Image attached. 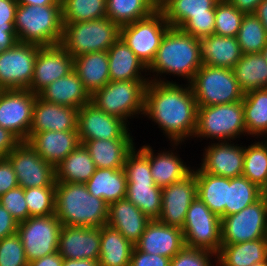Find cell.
<instances>
[{"label": "cell", "instance_id": "1", "mask_svg": "<svg viewBox=\"0 0 267 266\" xmlns=\"http://www.w3.org/2000/svg\"><path fill=\"white\" fill-rule=\"evenodd\" d=\"M184 85L149 81L145 90L143 116L161 128L169 143H184L196 130L198 105L190 83Z\"/></svg>", "mask_w": 267, "mask_h": 266}, {"label": "cell", "instance_id": "2", "mask_svg": "<svg viewBox=\"0 0 267 266\" xmlns=\"http://www.w3.org/2000/svg\"><path fill=\"white\" fill-rule=\"evenodd\" d=\"M202 65L199 38L179 28L170 27L161 41L154 61L148 67L149 80L173 82L167 80V77L165 79L169 74L181 77L187 80L186 83H190Z\"/></svg>", "mask_w": 267, "mask_h": 266}, {"label": "cell", "instance_id": "3", "mask_svg": "<svg viewBox=\"0 0 267 266\" xmlns=\"http://www.w3.org/2000/svg\"><path fill=\"white\" fill-rule=\"evenodd\" d=\"M54 214L62 226L102 227L108 204L90 194L85 183L56 182Z\"/></svg>", "mask_w": 267, "mask_h": 266}, {"label": "cell", "instance_id": "4", "mask_svg": "<svg viewBox=\"0 0 267 266\" xmlns=\"http://www.w3.org/2000/svg\"><path fill=\"white\" fill-rule=\"evenodd\" d=\"M14 28L18 42L41 47L60 44L63 34L61 5H17Z\"/></svg>", "mask_w": 267, "mask_h": 266}, {"label": "cell", "instance_id": "5", "mask_svg": "<svg viewBox=\"0 0 267 266\" xmlns=\"http://www.w3.org/2000/svg\"><path fill=\"white\" fill-rule=\"evenodd\" d=\"M149 81H109L90 95V103L129 125V118H139L144 113L145 90Z\"/></svg>", "mask_w": 267, "mask_h": 266}, {"label": "cell", "instance_id": "6", "mask_svg": "<svg viewBox=\"0 0 267 266\" xmlns=\"http://www.w3.org/2000/svg\"><path fill=\"white\" fill-rule=\"evenodd\" d=\"M120 38V26L104 17L63 26L60 45L74 58L82 54L107 51Z\"/></svg>", "mask_w": 267, "mask_h": 266}, {"label": "cell", "instance_id": "7", "mask_svg": "<svg viewBox=\"0 0 267 266\" xmlns=\"http://www.w3.org/2000/svg\"><path fill=\"white\" fill-rule=\"evenodd\" d=\"M242 135L247 136L242 100L235 103L198 106L193 139L197 137L201 141H235Z\"/></svg>", "mask_w": 267, "mask_h": 266}, {"label": "cell", "instance_id": "8", "mask_svg": "<svg viewBox=\"0 0 267 266\" xmlns=\"http://www.w3.org/2000/svg\"><path fill=\"white\" fill-rule=\"evenodd\" d=\"M198 106L235 103L243 100L232 69L203 64L190 82Z\"/></svg>", "mask_w": 267, "mask_h": 266}, {"label": "cell", "instance_id": "9", "mask_svg": "<svg viewBox=\"0 0 267 266\" xmlns=\"http://www.w3.org/2000/svg\"><path fill=\"white\" fill-rule=\"evenodd\" d=\"M171 26L158 9L147 18L120 27V38L148 68Z\"/></svg>", "mask_w": 267, "mask_h": 266}, {"label": "cell", "instance_id": "10", "mask_svg": "<svg viewBox=\"0 0 267 266\" xmlns=\"http://www.w3.org/2000/svg\"><path fill=\"white\" fill-rule=\"evenodd\" d=\"M185 246L215 253L221 249V217L196 197L182 227Z\"/></svg>", "mask_w": 267, "mask_h": 266}, {"label": "cell", "instance_id": "11", "mask_svg": "<svg viewBox=\"0 0 267 266\" xmlns=\"http://www.w3.org/2000/svg\"><path fill=\"white\" fill-rule=\"evenodd\" d=\"M267 238V193L238 213L221 218V245Z\"/></svg>", "mask_w": 267, "mask_h": 266}, {"label": "cell", "instance_id": "12", "mask_svg": "<svg viewBox=\"0 0 267 266\" xmlns=\"http://www.w3.org/2000/svg\"><path fill=\"white\" fill-rule=\"evenodd\" d=\"M61 227L55 214L29 217L18 223L17 234L28 262L58 252Z\"/></svg>", "mask_w": 267, "mask_h": 266}, {"label": "cell", "instance_id": "13", "mask_svg": "<svg viewBox=\"0 0 267 266\" xmlns=\"http://www.w3.org/2000/svg\"><path fill=\"white\" fill-rule=\"evenodd\" d=\"M41 46L17 42L0 51V89H29L38 50Z\"/></svg>", "mask_w": 267, "mask_h": 266}, {"label": "cell", "instance_id": "14", "mask_svg": "<svg viewBox=\"0 0 267 266\" xmlns=\"http://www.w3.org/2000/svg\"><path fill=\"white\" fill-rule=\"evenodd\" d=\"M6 158L13 166L20 187L56 186L55 167L42 159L27 141H21Z\"/></svg>", "mask_w": 267, "mask_h": 266}, {"label": "cell", "instance_id": "15", "mask_svg": "<svg viewBox=\"0 0 267 266\" xmlns=\"http://www.w3.org/2000/svg\"><path fill=\"white\" fill-rule=\"evenodd\" d=\"M37 95L29 89L1 90L0 126L27 141Z\"/></svg>", "mask_w": 267, "mask_h": 266}, {"label": "cell", "instance_id": "16", "mask_svg": "<svg viewBox=\"0 0 267 266\" xmlns=\"http://www.w3.org/2000/svg\"><path fill=\"white\" fill-rule=\"evenodd\" d=\"M73 70V57L60 45L38 50L29 90L38 95L44 88Z\"/></svg>", "mask_w": 267, "mask_h": 266}, {"label": "cell", "instance_id": "17", "mask_svg": "<svg viewBox=\"0 0 267 266\" xmlns=\"http://www.w3.org/2000/svg\"><path fill=\"white\" fill-rule=\"evenodd\" d=\"M197 197V181L191 172L179 182L162 188L159 222L182 228L191 202Z\"/></svg>", "mask_w": 267, "mask_h": 266}, {"label": "cell", "instance_id": "18", "mask_svg": "<svg viewBox=\"0 0 267 266\" xmlns=\"http://www.w3.org/2000/svg\"><path fill=\"white\" fill-rule=\"evenodd\" d=\"M128 129V124L121 118L108 115L90 102L78 110L77 130L80 143L97 139H119Z\"/></svg>", "mask_w": 267, "mask_h": 266}, {"label": "cell", "instance_id": "19", "mask_svg": "<svg viewBox=\"0 0 267 266\" xmlns=\"http://www.w3.org/2000/svg\"><path fill=\"white\" fill-rule=\"evenodd\" d=\"M235 143L236 141L209 142V145L203 150L199 168L203 172L226 178L242 176L244 146L243 143L240 146Z\"/></svg>", "mask_w": 267, "mask_h": 266}, {"label": "cell", "instance_id": "20", "mask_svg": "<svg viewBox=\"0 0 267 266\" xmlns=\"http://www.w3.org/2000/svg\"><path fill=\"white\" fill-rule=\"evenodd\" d=\"M101 227L62 226L58 253L64 259L99 260Z\"/></svg>", "mask_w": 267, "mask_h": 266}, {"label": "cell", "instance_id": "21", "mask_svg": "<svg viewBox=\"0 0 267 266\" xmlns=\"http://www.w3.org/2000/svg\"><path fill=\"white\" fill-rule=\"evenodd\" d=\"M134 246L144 253L171 259L185 247L184 234L180 227L151 220Z\"/></svg>", "mask_w": 267, "mask_h": 266}, {"label": "cell", "instance_id": "22", "mask_svg": "<svg viewBox=\"0 0 267 266\" xmlns=\"http://www.w3.org/2000/svg\"><path fill=\"white\" fill-rule=\"evenodd\" d=\"M78 110L74 107L46 102L37 95L29 134L77 130Z\"/></svg>", "mask_w": 267, "mask_h": 266}, {"label": "cell", "instance_id": "23", "mask_svg": "<svg viewBox=\"0 0 267 266\" xmlns=\"http://www.w3.org/2000/svg\"><path fill=\"white\" fill-rule=\"evenodd\" d=\"M27 142L42 159L54 167L80 144L78 130L30 133Z\"/></svg>", "mask_w": 267, "mask_h": 266}, {"label": "cell", "instance_id": "24", "mask_svg": "<svg viewBox=\"0 0 267 266\" xmlns=\"http://www.w3.org/2000/svg\"><path fill=\"white\" fill-rule=\"evenodd\" d=\"M173 147L158 153L147 144V158L150 164V170L155 184L160 187L169 186L172 183L179 182L192 172V167L186 165V162L176 153V148L182 143H170ZM174 149V150H172ZM175 151V152H173ZM160 152V153H159Z\"/></svg>", "mask_w": 267, "mask_h": 266}, {"label": "cell", "instance_id": "25", "mask_svg": "<svg viewBox=\"0 0 267 266\" xmlns=\"http://www.w3.org/2000/svg\"><path fill=\"white\" fill-rule=\"evenodd\" d=\"M128 129L119 139L90 140L81 144L89 152L96 168L122 169L127 154L136 145Z\"/></svg>", "mask_w": 267, "mask_h": 266}, {"label": "cell", "instance_id": "26", "mask_svg": "<svg viewBox=\"0 0 267 266\" xmlns=\"http://www.w3.org/2000/svg\"><path fill=\"white\" fill-rule=\"evenodd\" d=\"M151 220L127 198L108 205L107 224L135 245Z\"/></svg>", "mask_w": 267, "mask_h": 266}, {"label": "cell", "instance_id": "27", "mask_svg": "<svg viewBox=\"0 0 267 266\" xmlns=\"http://www.w3.org/2000/svg\"><path fill=\"white\" fill-rule=\"evenodd\" d=\"M202 63L232 69L243 53L236 37L212 34L199 38Z\"/></svg>", "mask_w": 267, "mask_h": 266}, {"label": "cell", "instance_id": "28", "mask_svg": "<svg viewBox=\"0 0 267 266\" xmlns=\"http://www.w3.org/2000/svg\"><path fill=\"white\" fill-rule=\"evenodd\" d=\"M107 52L110 81L149 80L148 68L121 38Z\"/></svg>", "mask_w": 267, "mask_h": 266}, {"label": "cell", "instance_id": "29", "mask_svg": "<svg viewBox=\"0 0 267 266\" xmlns=\"http://www.w3.org/2000/svg\"><path fill=\"white\" fill-rule=\"evenodd\" d=\"M38 96L46 102L76 109L90 102V94L74 70L48 85Z\"/></svg>", "mask_w": 267, "mask_h": 266}, {"label": "cell", "instance_id": "30", "mask_svg": "<svg viewBox=\"0 0 267 266\" xmlns=\"http://www.w3.org/2000/svg\"><path fill=\"white\" fill-rule=\"evenodd\" d=\"M73 70L91 95L110 81L108 52L97 51L74 57Z\"/></svg>", "mask_w": 267, "mask_h": 266}, {"label": "cell", "instance_id": "31", "mask_svg": "<svg viewBox=\"0 0 267 266\" xmlns=\"http://www.w3.org/2000/svg\"><path fill=\"white\" fill-rule=\"evenodd\" d=\"M85 185L90 194L103 199L108 205L126 198L127 178L124 168H96Z\"/></svg>", "mask_w": 267, "mask_h": 266}, {"label": "cell", "instance_id": "32", "mask_svg": "<svg viewBox=\"0 0 267 266\" xmlns=\"http://www.w3.org/2000/svg\"><path fill=\"white\" fill-rule=\"evenodd\" d=\"M197 181V197L209 209L225 217V205H228V178L203 172L200 168L192 169Z\"/></svg>", "mask_w": 267, "mask_h": 266}, {"label": "cell", "instance_id": "33", "mask_svg": "<svg viewBox=\"0 0 267 266\" xmlns=\"http://www.w3.org/2000/svg\"><path fill=\"white\" fill-rule=\"evenodd\" d=\"M267 260V238L221 245L216 266H252Z\"/></svg>", "mask_w": 267, "mask_h": 266}, {"label": "cell", "instance_id": "34", "mask_svg": "<svg viewBox=\"0 0 267 266\" xmlns=\"http://www.w3.org/2000/svg\"><path fill=\"white\" fill-rule=\"evenodd\" d=\"M134 245L108 224L101 227L100 266H130Z\"/></svg>", "mask_w": 267, "mask_h": 266}, {"label": "cell", "instance_id": "35", "mask_svg": "<svg viewBox=\"0 0 267 266\" xmlns=\"http://www.w3.org/2000/svg\"><path fill=\"white\" fill-rule=\"evenodd\" d=\"M219 0H165L159 10L171 27L180 28L190 17L215 16Z\"/></svg>", "mask_w": 267, "mask_h": 266}, {"label": "cell", "instance_id": "36", "mask_svg": "<svg viewBox=\"0 0 267 266\" xmlns=\"http://www.w3.org/2000/svg\"><path fill=\"white\" fill-rule=\"evenodd\" d=\"M96 170L94 161L83 144L69 153L56 167V182L86 183Z\"/></svg>", "mask_w": 267, "mask_h": 266}, {"label": "cell", "instance_id": "37", "mask_svg": "<svg viewBox=\"0 0 267 266\" xmlns=\"http://www.w3.org/2000/svg\"><path fill=\"white\" fill-rule=\"evenodd\" d=\"M232 70L244 94L267 88V62L261 53L243 54Z\"/></svg>", "mask_w": 267, "mask_h": 266}, {"label": "cell", "instance_id": "38", "mask_svg": "<svg viewBox=\"0 0 267 266\" xmlns=\"http://www.w3.org/2000/svg\"><path fill=\"white\" fill-rule=\"evenodd\" d=\"M244 122L247 135L267 138V88L257 89L244 94Z\"/></svg>", "mask_w": 267, "mask_h": 266}, {"label": "cell", "instance_id": "39", "mask_svg": "<svg viewBox=\"0 0 267 266\" xmlns=\"http://www.w3.org/2000/svg\"><path fill=\"white\" fill-rule=\"evenodd\" d=\"M126 198L138 207L150 220L161 214L162 188L155 181H127Z\"/></svg>", "mask_w": 267, "mask_h": 266}, {"label": "cell", "instance_id": "40", "mask_svg": "<svg viewBox=\"0 0 267 266\" xmlns=\"http://www.w3.org/2000/svg\"><path fill=\"white\" fill-rule=\"evenodd\" d=\"M157 10L152 0H106V17L120 27L147 18Z\"/></svg>", "mask_w": 267, "mask_h": 266}, {"label": "cell", "instance_id": "41", "mask_svg": "<svg viewBox=\"0 0 267 266\" xmlns=\"http://www.w3.org/2000/svg\"><path fill=\"white\" fill-rule=\"evenodd\" d=\"M242 175L267 193V139L244 146Z\"/></svg>", "mask_w": 267, "mask_h": 266}, {"label": "cell", "instance_id": "42", "mask_svg": "<svg viewBox=\"0 0 267 266\" xmlns=\"http://www.w3.org/2000/svg\"><path fill=\"white\" fill-rule=\"evenodd\" d=\"M265 192L243 175L228 178V205H225V216L238 213L258 201Z\"/></svg>", "mask_w": 267, "mask_h": 266}, {"label": "cell", "instance_id": "43", "mask_svg": "<svg viewBox=\"0 0 267 266\" xmlns=\"http://www.w3.org/2000/svg\"><path fill=\"white\" fill-rule=\"evenodd\" d=\"M63 26L106 17V0H61Z\"/></svg>", "mask_w": 267, "mask_h": 266}, {"label": "cell", "instance_id": "44", "mask_svg": "<svg viewBox=\"0 0 267 266\" xmlns=\"http://www.w3.org/2000/svg\"><path fill=\"white\" fill-rule=\"evenodd\" d=\"M243 54L260 53L267 44V33L254 13L245 14L237 34Z\"/></svg>", "mask_w": 267, "mask_h": 266}, {"label": "cell", "instance_id": "45", "mask_svg": "<svg viewBox=\"0 0 267 266\" xmlns=\"http://www.w3.org/2000/svg\"><path fill=\"white\" fill-rule=\"evenodd\" d=\"M245 13L239 11L228 0H219L215 5L214 34L237 37Z\"/></svg>", "mask_w": 267, "mask_h": 266}, {"label": "cell", "instance_id": "46", "mask_svg": "<svg viewBox=\"0 0 267 266\" xmlns=\"http://www.w3.org/2000/svg\"><path fill=\"white\" fill-rule=\"evenodd\" d=\"M24 195L29 217L54 214L56 186L26 188Z\"/></svg>", "mask_w": 267, "mask_h": 266}, {"label": "cell", "instance_id": "47", "mask_svg": "<svg viewBox=\"0 0 267 266\" xmlns=\"http://www.w3.org/2000/svg\"><path fill=\"white\" fill-rule=\"evenodd\" d=\"M136 149L134 146L126 156L124 170L127 181H154L147 158V144Z\"/></svg>", "mask_w": 267, "mask_h": 266}, {"label": "cell", "instance_id": "48", "mask_svg": "<svg viewBox=\"0 0 267 266\" xmlns=\"http://www.w3.org/2000/svg\"><path fill=\"white\" fill-rule=\"evenodd\" d=\"M28 261L19 235L0 240V266H27Z\"/></svg>", "mask_w": 267, "mask_h": 266}, {"label": "cell", "instance_id": "49", "mask_svg": "<svg viewBox=\"0 0 267 266\" xmlns=\"http://www.w3.org/2000/svg\"><path fill=\"white\" fill-rule=\"evenodd\" d=\"M211 262L217 265V255L215 253L185 246L171 258L170 266H215Z\"/></svg>", "mask_w": 267, "mask_h": 266}, {"label": "cell", "instance_id": "50", "mask_svg": "<svg viewBox=\"0 0 267 266\" xmlns=\"http://www.w3.org/2000/svg\"><path fill=\"white\" fill-rule=\"evenodd\" d=\"M0 204L18 222L29 218L28 206L25 202L24 188L18 186L0 196Z\"/></svg>", "mask_w": 267, "mask_h": 266}, {"label": "cell", "instance_id": "51", "mask_svg": "<svg viewBox=\"0 0 267 266\" xmlns=\"http://www.w3.org/2000/svg\"><path fill=\"white\" fill-rule=\"evenodd\" d=\"M179 29L196 38L214 34L215 16L190 17Z\"/></svg>", "mask_w": 267, "mask_h": 266}, {"label": "cell", "instance_id": "52", "mask_svg": "<svg viewBox=\"0 0 267 266\" xmlns=\"http://www.w3.org/2000/svg\"><path fill=\"white\" fill-rule=\"evenodd\" d=\"M170 260L162 255L144 253L134 246L130 266H170Z\"/></svg>", "mask_w": 267, "mask_h": 266}, {"label": "cell", "instance_id": "53", "mask_svg": "<svg viewBox=\"0 0 267 266\" xmlns=\"http://www.w3.org/2000/svg\"><path fill=\"white\" fill-rule=\"evenodd\" d=\"M13 166L7 158H0V196L18 187Z\"/></svg>", "mask_w": 267, "mask_h": 266}, {"label": "cell", "instance_id": "54", "mask_svg": "<svg viewBox=\"0 0 267 266\" xmlns=\"http://www.w3.org/2000/svg\"><path fill=\"white\" fill-rule=\"evenodd\" d=\"M16 0H0V28H14Z\"/></svg>", "mask_w": 267, "mask_h": 266}, {"label": "cell", "instance_id": "55", "mask_svg": "<svg viewBox=\"0 0 267 266\" xmlns=\"http://www.w3.org/2000/svg\"><path fill=\"white\" fill-rule=\"evenodd\" d=\"M18 221L0 204V240L17 233Z\"/></svg>", "mask_w": 267, "mask_h": 266}, {"label": "cell", "instance_id": "56", "mask_svg": "<svg viewBox=\"0 0 267 266\" xmlns=\"http://www.w3.org/2000/svg\"><path fill=\"white\" fill-rule=\"evenodd\" d=\"M20 142L15 134L0 126V158H6Z\"/></svg>", "mask_w": 267, "mask_h": 266}, {"label": "cell", "instance_id": "57", "mask_svg": "<svg viewBox=\"0 0 267 266\" xmlns=\"http://www.w3.org/2000/svg\"><path fill=\"white\" fill-rule=\"evenodd\" d=\"M17 42L15 28H0V51L10 49Z\"/></svg>", "mask_w": 267, "mask_h": 266}, {"label": "cell", "instance_id": "58", "mask_svg": "<svg viewBox=\"0 0 267 266\" xmlns=\"http://www.w3.org/2000/svg\"><path fill=\"white\" fill-rule=\"evenodd\" d=\"M63 260L64 258L58 252H55L28 262L27 266H62Z\"/></svg>", "mask_w": 267, "mask_h": 266}, {"label": "cell", "instance_id": "59", "mask_svg": "<svg viewBox=\"0 0 267 266\" xmlns=\"http://www.w3.org/2000/svg\"><path fill=\"white\" fill-rule=\"evenodd\" d=\"M233 4L239 11L245 14L254 13L257 6L262 0H228Z\"/></svg>", "mask_w": 267, "mask_h": 266}, {"label": "cell", "instance_id": "60", "mask_svg": "<svg viewBox=\"0 0 267 266\" xmlns=\"http://www.w3.org/2000/svg\"><path fill=\"white\" fill-rule=\"evenodd\" d=\"M254 14L258 17L267 33V0H262L260 2Z\"/></svg>", "mask_w": 267, "mask_h": 266}, {"label": "cell", "instance_id": "61", "mask_svg": "<svg viewBox=\"0 0 267 266\" xmlns=\"http://www.w3.org/2000/svg\"><path fill=\"white\" fill-rule=\"evenodd\" d=\"M62 266H100L98 260H90V259H64Z\"/></svg>", "mask_w": 267, "mask_h": 266}, {"label": "cell", "instance_id": "62", "mask_svg": "<svg viewBox=\"0 0 267 266\" xmlns=\"http://www.w3.org/2000/svg\"><path fill=\"white\" fill-rule=\"evenodd\" d=\"M18 5H61V0H16Z\"/></svg>", "mask_w": 267, "mask_h": 266}, {"label": "cell", "instance_id": "63", "mask_svg": "<svg viewBox=\"0 0 267 266\" xmlns=\"http://www.w3.org/2000/svg\"><path fill=\"white\" fill-rule=\"evenodd\" d=\"M260 53L267 62V44L265 45V47L262 49Z\"/></svg>", "mask_w": 267, "mask_h": 266}, {"label": "cell", "instance_id": "64", "mask_svg": "<svg viewBox=\"0 0 267 266\" xmlns=\"http://www.w3.org/2000/svg\"><path fill=\"white\" fill-rule=\"evenodd\" d=\"M252 266H267V260L264 262L255 263Z\"/></svg>", "mask_w": 267, "mask_h": 266}, {"label": "cell", "instance_id": "65", "mask_svg": "<svg viewBox=\"0 0 267 266\" xmlns=\"http://www.w3.org/2000/svg\"><path fill=\"white\" fill-rule=\"evenodd\" d=\"M156 6L159 8V6L165 1V0H152Z\"/></svg>", "mask_w": 267, "mask_h": 266}]
</instances>
